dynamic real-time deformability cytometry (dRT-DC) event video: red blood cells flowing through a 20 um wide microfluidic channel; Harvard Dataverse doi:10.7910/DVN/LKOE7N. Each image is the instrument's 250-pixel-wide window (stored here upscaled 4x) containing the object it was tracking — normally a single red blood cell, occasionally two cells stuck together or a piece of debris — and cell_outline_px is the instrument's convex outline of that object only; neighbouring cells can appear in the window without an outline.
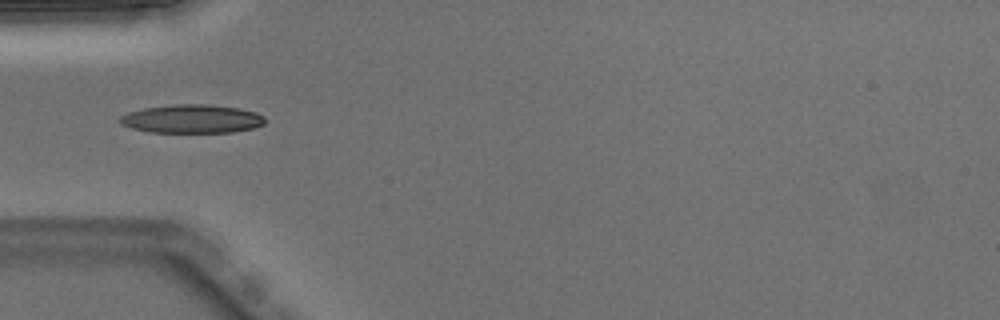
{"species": "Egyptian fruit bat (a non-hibernating species)", "species_latin": "Rousettus aegyptiacus", "temperature_condition": "warm", "stored_images_in_passage": 1, "camera_frame_rate_fps": 3000, "um_per_image_px": 0.085, "animal": {"sex": "male"}, "frame": {"image": 1, "passage_image": 1, "time_ms": 0.0, "image_size_px": [1000, 320], "cell_outline_px": [[264, 124], [256, 128], [232, 132], [148, 132], [132, 128], [120, 124], [116, 120], [120, 116], [128, 112], [144, 108], [176, 104], [204, 104], [236, 108], [256, 112], [264, 116]], "centroid_in_image_um": [16.28, 10.11], "position_along_channel_um": 68.7, "area_um2": 24.16}}